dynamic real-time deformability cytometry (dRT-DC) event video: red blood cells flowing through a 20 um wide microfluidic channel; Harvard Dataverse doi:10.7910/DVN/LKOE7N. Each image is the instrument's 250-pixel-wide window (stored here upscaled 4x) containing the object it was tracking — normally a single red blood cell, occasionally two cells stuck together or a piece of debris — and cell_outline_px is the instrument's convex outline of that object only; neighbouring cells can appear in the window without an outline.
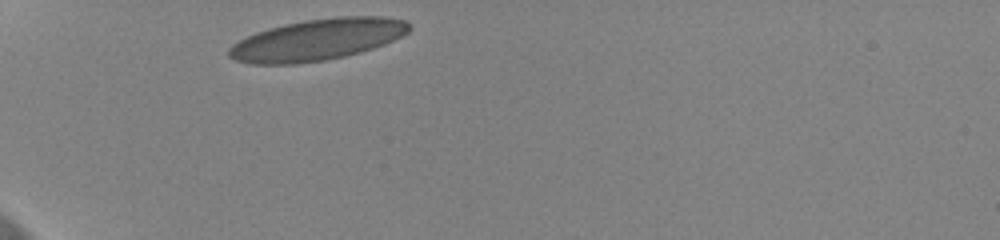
{"species": "human", "species_latin": "Homo sapiens", "temperature_condition": "cold", "stored_images_in_passage": 31, "camera_frame_rate_fps": 3000, "um_per_image_px": 0.085, "donor": {"sex": "female"}, "frame": {"image": 1, "passage_image": 1, "time_ms": 0.0, "image_size_px": [1000, 240], "cell_outline_px": [[412, 28], [408, 32], [384, 44], [360, 52], [344, 56], [324, 60], [296, 64], [248, 64], [236, 60], [228, 56], [228, 48], [232, 44], [256, 32], [268, 28], [284, 24], [304, 20], [336, 16], [384, 16], [404, 20]], "centroid_in_image_um": [26.95, 3.37], "position_along_channel_um": 58.1, "area_um2": 43.47}, "authors_computed_cell_mechanics": {"area_um2": 40.6912, "velocity_mm_per_s": 3.6069, "shape_relaxation_time_tau1_ms": 3.9152, "shape_relaxation_time_tau2_ms": null, "deformation_change_tau1": 0.1312, "deformation_change_tau2": null}}